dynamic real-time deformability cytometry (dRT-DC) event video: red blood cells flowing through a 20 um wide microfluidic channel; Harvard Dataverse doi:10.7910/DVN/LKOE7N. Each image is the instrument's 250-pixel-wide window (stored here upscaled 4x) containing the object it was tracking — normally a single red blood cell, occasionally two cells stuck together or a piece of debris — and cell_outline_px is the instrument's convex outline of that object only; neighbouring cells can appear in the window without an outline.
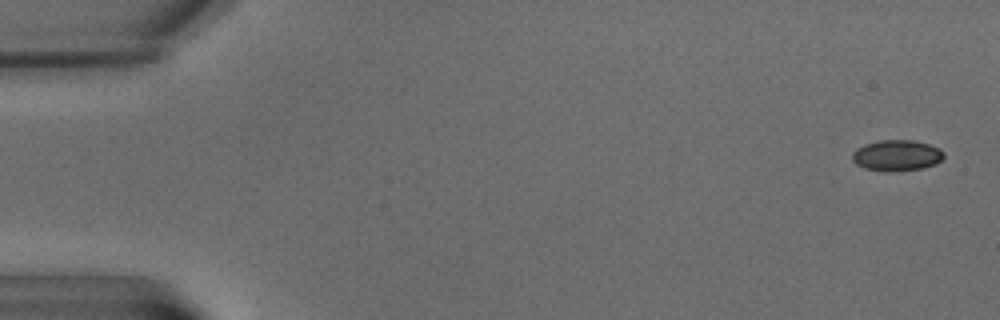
{"species": "common noctule bat (a hibernating species)", "species_latin": "Nyctalus noctula", "temperature_condition": "warm", "stored_images_in_passage": 7, "camera_frame_rate_fps": 3000, "um_per_image_px": 0.085, "animal": {"sex": "male", "body_mass_g": 15.6}, "frame": {"image": 1, "passage_image": 1, "time_ms": 0.0, "image_size_px": [1000, 320], "cell_outline_px": [[944, 156], [936, 164], [920, 168], [888, 172], [884, 172], [864, 168], [856, 164], [852, 160], [852, 152], [856, 148], [864, 144], [880, 140], [912, 140], [928, 144], [940, 148], [944, 152]], "centroid_in_image_um": [76.19, 13.21], "position_along_channel_um": 8.8, "area_um2": 16.59}}
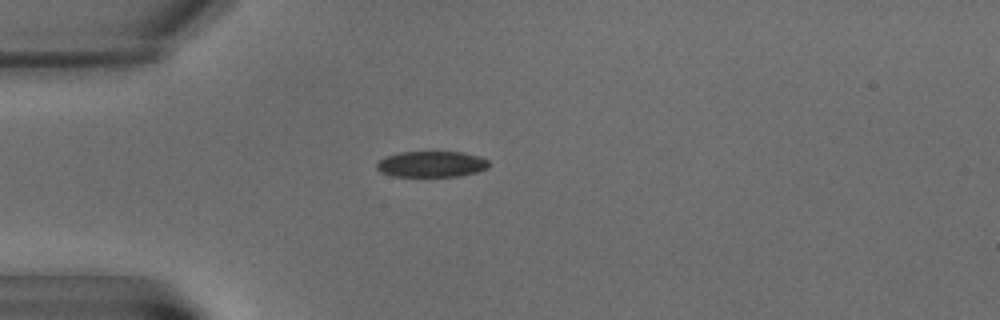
{"frame": {"image": 2, "passage_image": 6, "time_ms": 6.0, "image_size_px": [1000, 320], "cell_outline_px": [[488, 168], [476, 172], [460, 176], [392, 176], [380, 172], [376, 168], [376, 164], [384, 156], [400, 152], [460, 152], [480, 156], [488, 160]], "centroid_in_image_um": [36.65, 13.95], "position_along_channel_um": 48.3, "area_um2": 16.99}}